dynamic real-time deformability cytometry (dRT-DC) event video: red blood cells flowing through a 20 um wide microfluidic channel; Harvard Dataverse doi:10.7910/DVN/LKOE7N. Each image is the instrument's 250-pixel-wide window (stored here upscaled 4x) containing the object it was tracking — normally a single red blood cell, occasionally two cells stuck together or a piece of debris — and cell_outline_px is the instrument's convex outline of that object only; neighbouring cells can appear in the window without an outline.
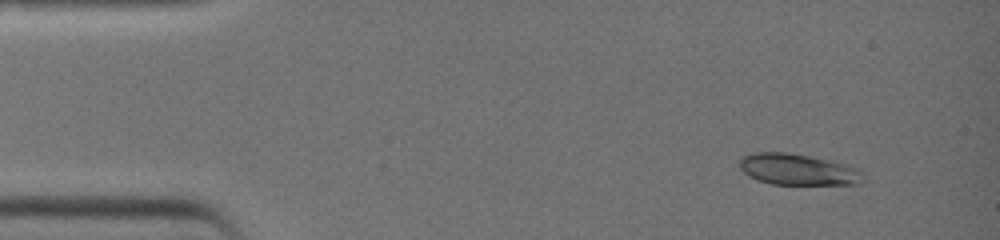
{"species": "common noctule bat (a hibernating species)", "species_latin": "Nyctalus noctula", "temperature_condition": "warm", "stored_images_in_passage": 4, "camera_frame_rate_fps": 3000, "um_per_image_px": 0.085, "animal": {"sex": "female", "body_mass_g": 19.0, "forearm_length_mm": 51.5}, "frame": {"image": 1, "passage_image": 1, "time_ms": 0.0, "image_size_px": [1000, 240], "cell_outline_px": [[864, 180], [860, 184], [772, 184], [756, 180], [748, 176], [740, 168], [740, 160], [744, 156], [752, 152], [788, 152], [848, 164], [856, 168], [864, 176]], "centroid_in_image_um": [67.81, 14.41], "position_along_channel_um": 17.2, "area_um2": 22.48}}